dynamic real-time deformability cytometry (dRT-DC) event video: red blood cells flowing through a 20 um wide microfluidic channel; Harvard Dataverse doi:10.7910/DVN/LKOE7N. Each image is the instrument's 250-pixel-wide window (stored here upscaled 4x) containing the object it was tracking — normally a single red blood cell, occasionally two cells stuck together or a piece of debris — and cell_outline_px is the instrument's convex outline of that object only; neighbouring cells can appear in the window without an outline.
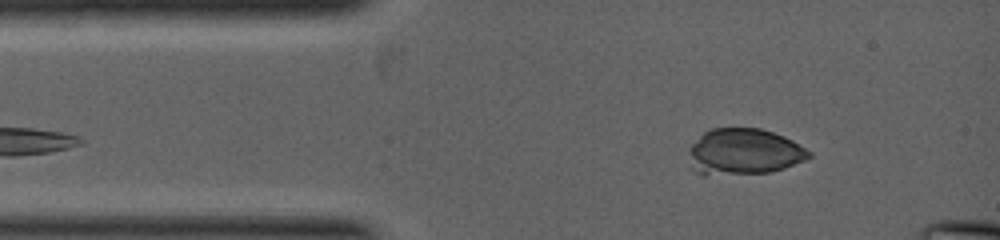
{"species": "common noctule bat (a hibernating species)", "species_latin": "Nyctalus noctula", "temperature_condition": "warm", "stored_images_in_passage": 3, "camera_frame_rate_fps": 5000, "um_per_image_px": 0.085, "animal": {"sex": "female", "body_mass_g": 19.0, "forearm_length_mm": 53.3}, "frame": {"image": 1, "passage_image": 1, "time_ms": 0.0, "image_size_px": [1000, 240], "cell_outline_px": [[812, 156], [804, 160], [784, 168], [768, 172], [704, 176], [692, 172], [688, 168], [688, 148], [704, 132], [712, 128], [760, 128], [784, 136], [792, 140], [812, 152]], "centroid_in_image_um": [63.15, 12.92], "position_along_channel_um": 21.8, "area_um2": 32.89}}